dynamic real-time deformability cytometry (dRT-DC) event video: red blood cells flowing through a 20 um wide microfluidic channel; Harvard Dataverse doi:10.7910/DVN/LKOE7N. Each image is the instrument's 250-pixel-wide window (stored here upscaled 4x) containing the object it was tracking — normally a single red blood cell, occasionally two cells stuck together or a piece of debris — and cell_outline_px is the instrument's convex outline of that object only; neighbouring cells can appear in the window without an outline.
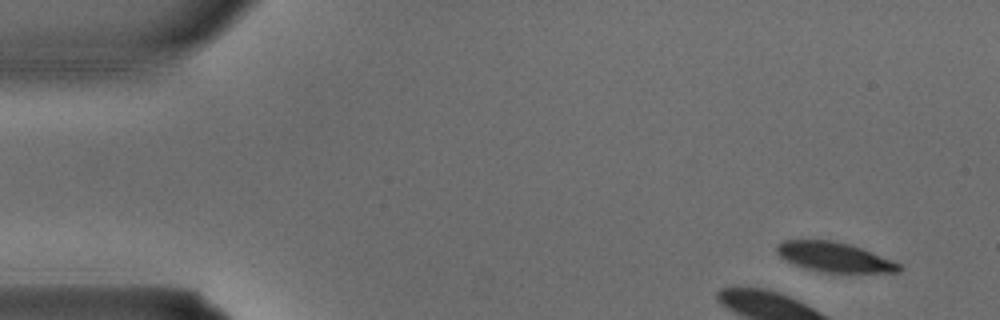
{"species": "common noctule bat (a hibernating species)", "species_latin": "Nyctalus noctula", "temperature_condition": "warm", "stored_images_in_passage": 3, "camera_frame_rate_fps": 3000, "um_per_image_px": 0.085, "animal": {"sex": "male", "body_mass_g": 15.6}, "frame": {"image": 1, "passage_image": 1, "time_ms": 0.0, "image_size_px": [1000, 320], "cell_outline_px": [[904, 268], [900, 272], [824, 272], [808, 268], [796, 264], [780, 256], [776, 252], [776, 244], [784, 240], [832, 240], [848, 244], [860, 248], [892, 260], [900, 264]], "centroid_in_image_um": [70.93, 21.84], "position_along_channel_um": 14.1, "area_um2": 20.75}}